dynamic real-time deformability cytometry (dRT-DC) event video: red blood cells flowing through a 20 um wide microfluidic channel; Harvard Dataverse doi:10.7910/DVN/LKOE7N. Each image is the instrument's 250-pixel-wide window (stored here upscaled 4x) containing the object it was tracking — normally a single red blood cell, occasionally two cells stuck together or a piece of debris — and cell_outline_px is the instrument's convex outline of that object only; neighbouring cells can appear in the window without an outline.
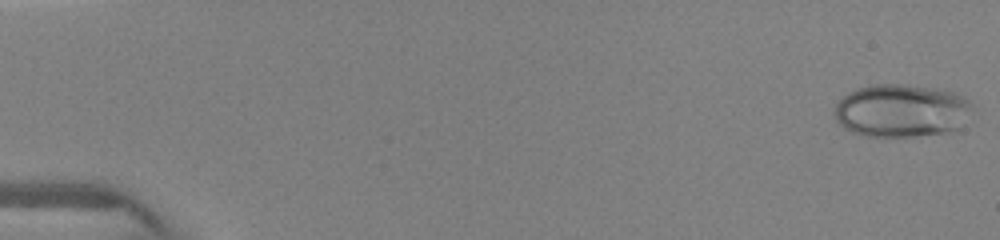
{"species": "human", "species_latin": "Homo sapiens", "temperature_condition": "warm", "stored_images_in_passage": 13, "camera_frame_rate_fps": 3000, "um_per_image_px": 0.085, "donor": {"sex": "female"}, "frame": {"image": 1, "passage_image": 1, "time_ms": 0.0, "image_size_px": [1000, 240], "cell_outline_px": [[972, 108], [956, 128], [948, 132], [916, 136], [868, 136], [852, 132], [844, 128], [836, 120], [836, 104], [848, 92], [856, 88], [872, 84], [904, 84], [940, 88], [956, 92], [964, 96], [972, 104]], "centroid_in_image_um": [76.61, 9.38], "position_along_channel_um": 8.4, "area_um2": 42.43}}
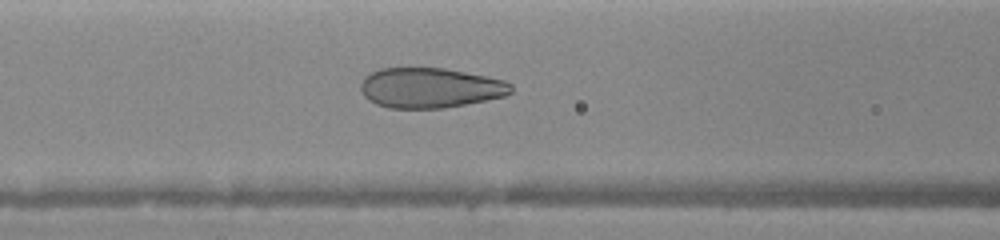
{"frame": {"image": 2, "passage_image": 10, "time_ms": 6.333, "image_size_px": [1000, 240], "cell_outline_px": [[512, 92], [504, 96], [444, 108], [388, 108], [376, 104], [368, 100], [364, 96], [360, 88], [360, 84], [364, 76], [380, 68], [444, 68], [504, 80], [512, 84]], "centroid_in_image_um": [36.52, 7.47], "position_along_channel_um": 130.1, "area_um2": 35.03}}
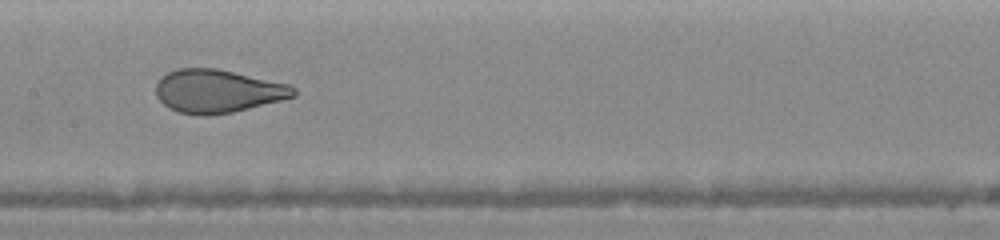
{"frame": {"image": 3, "passage_image": 12, "time_ms": 7.667, "image_size_px": [1000, 240], "cell_outline_px": [[296, 96], [232, 112], [204, 116], [200, 116], [180, 112], [168, 108], [156, 96], [156, 84], [168, 72], [176, 68], [216, 68], [292, 84], [296, 88]], "centroid_in_image_um": [18.52, 7.74], "position_along_channel_um": 188.9, "area_um2": 34.68}}